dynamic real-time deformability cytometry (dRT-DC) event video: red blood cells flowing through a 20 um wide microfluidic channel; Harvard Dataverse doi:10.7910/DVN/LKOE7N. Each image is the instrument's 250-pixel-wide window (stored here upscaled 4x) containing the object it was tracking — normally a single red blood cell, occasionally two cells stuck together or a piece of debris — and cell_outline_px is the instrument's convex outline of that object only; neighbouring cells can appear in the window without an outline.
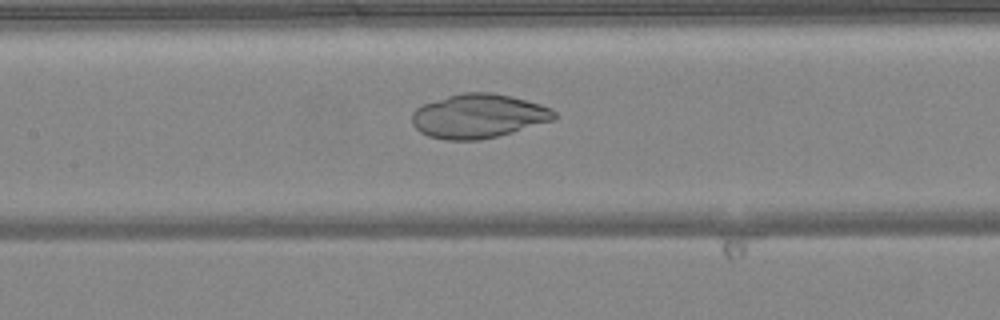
{"species": "common noctule bat (a hibernating species)", "species_latin": "Nyctalus noctula", "temperature_condition": "warm", "stored_images_in_passage": 49, "camera_frame_rate_fps": 3000, "um_per_image_px": 0.085, "animal": {"sex": "female", "body_mass_g": 24.6, "forearm_length_mm": 56.2}, "frame": {"image": 1, "passage_image": 23, "time_ms": 7.333, "image_size_px": [1000, 320], "cell_outline_px": [[556, 120], [512, 132], [480, 140], [448, 140], [428, 136], [420, 132], [412, 124], [412, 112], [416, 108], [424, 104], [448, 96], [464, 92], [492, 92], [512, 96], [540, 104], [552, 108], [556, 112]], "centroid_in_image_um": [40.69, 9.86], "position_along_channel_um": 166.7, "area_um2": 36.65}}
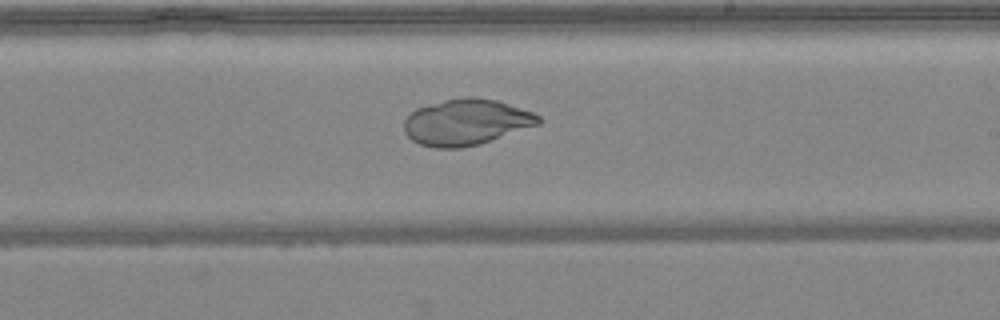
{"frame": {"image": 2, "passage_image": 29, "time_ms": 9.333, "image_size_px": [1000, 320], "cell_outline_px": [[544, 120], [540, 124], [480, 144], [460, 148], [436, 148], [420, 144], [412, 140], [404, 132], [404, 120], [416, 108], [444, 100], [464, 96], [476, 96], [496, 100], [532, 112], [540, 116]], "centroid_in_image_um": [39.64, 10.38], "position_along_channel_um": 249.4, "area_um2": 36.18}}
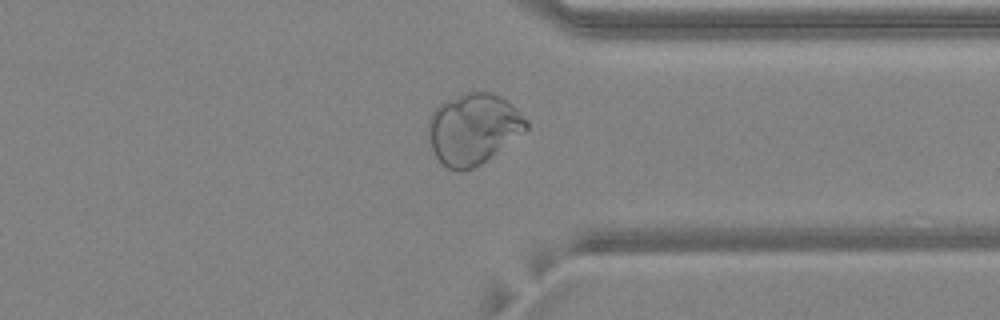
{"frame": {"image": 3, "passage_image": 38, "time_ms": 12.333, "image_size_px": [1000, 320], "cell_outline_px": [[528, 128], [524, 132], [480, 164], [464, 172], [456, 172], [440, 164], [428, 140], [428, 116], [444, 100], [468, 92], [492, 92], [508, 100], [528, 120]], "centroid_in_image_um": [40.2, 10.95], "position_along_channel_um": 371.2, "area_um2": 40.69}}